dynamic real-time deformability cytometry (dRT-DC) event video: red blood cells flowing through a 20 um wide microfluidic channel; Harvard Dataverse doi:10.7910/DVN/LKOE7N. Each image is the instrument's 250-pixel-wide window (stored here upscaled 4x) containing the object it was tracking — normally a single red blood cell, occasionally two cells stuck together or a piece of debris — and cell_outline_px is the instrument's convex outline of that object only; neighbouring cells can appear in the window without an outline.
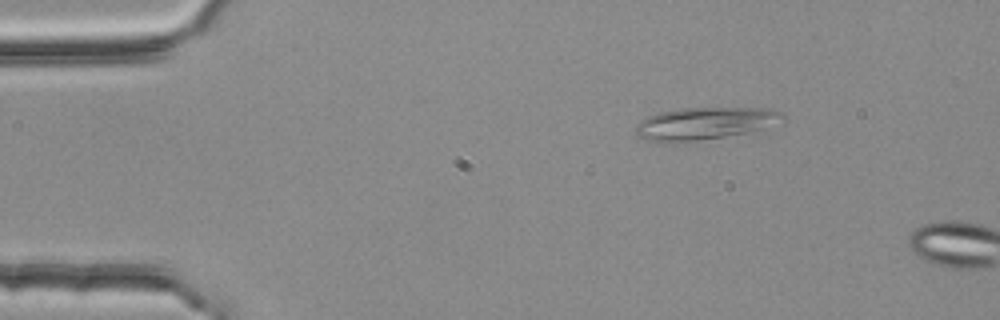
{"species": "common noctule bat (a hibernating species)", "species_latin": "Nyctalus noctula", "temperature_condition": "room temperature", "stored_images_in_passage": 3, "camera_frame_rate_fps": 3000, "um_per_image_px": 0.085, "animal": {"sex": "female", "body_mass_g": 25.1}, "frame": {"image": 1, "passage_image": 2, "time_ms": 0.333, "image_size_px": [1000, 320], "cell_outline_px": [[784, 120], [760, 128], [744, 132], [724, 136], [696, 140], [664, 144], [640, 136], [636, 132], [636, 124], [640, 120], [648, 116], [660, 112], [684, 108], [764, 108], [780, 112], [784, 116]], "centroid_in_image_um": [59.83, 10.48], "position_along_channel_um": 25.2, "area_um2": 27.05}}